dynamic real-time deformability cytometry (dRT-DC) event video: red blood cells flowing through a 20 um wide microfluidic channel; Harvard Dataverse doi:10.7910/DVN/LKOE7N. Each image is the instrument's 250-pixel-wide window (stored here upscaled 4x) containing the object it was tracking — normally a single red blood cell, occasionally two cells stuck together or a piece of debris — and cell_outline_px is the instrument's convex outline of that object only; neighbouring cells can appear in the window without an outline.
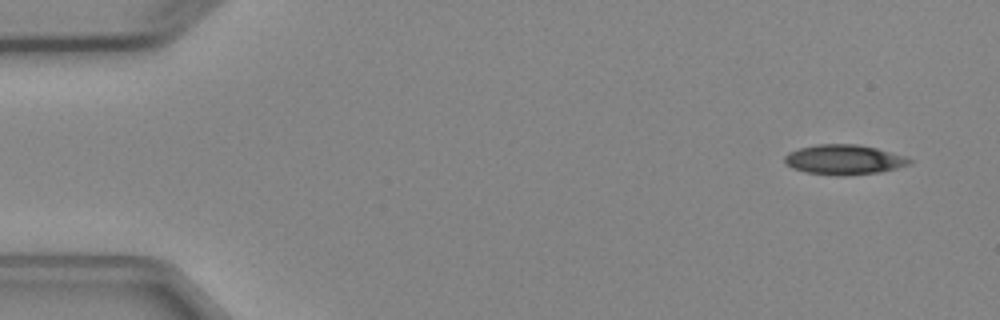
{"species": "Egyptian fruit bat (a non-hibernating species)", "species_latin": "Rousettus aegyptiacus", "temperature_condition": "cold", "stored_images_in_passage": 4, "camera_frame_rate_fps": 3000, "um_per_image_px": 0.085, "animal": {"sex": "female"}, "frame": {"image": 1, "passage_image": 1, "time_ms": 0.0, "image_size_px": [1000, 320], "cell_outline_px": [[912, 164], [880, 172], [844, 176], [836, 176], [804, 172], [792, 168], [784, 164], [784, 156], [788, 152], [800, 148], [816, 144], [856, 144], [876, 148], [904, 156], [912, 160]], "centroid_in_image_um": [71.7, 13.58], "position_along_channel_um": 13.3, "area_um2": 21.91}}
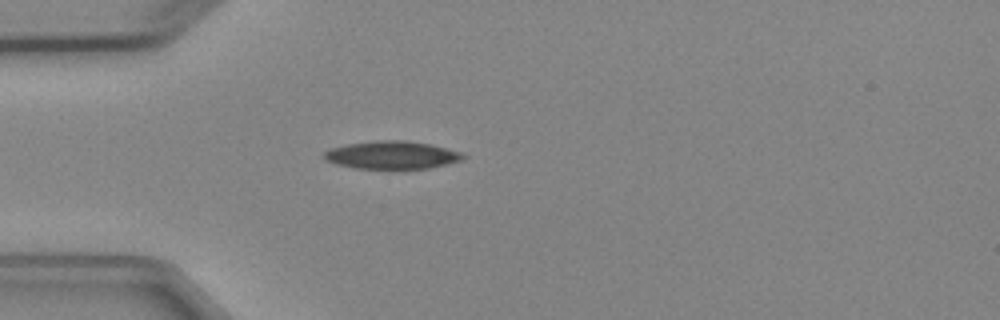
{"frame": {"image": 2, "passage_image": 4, "time_ms": 3.667, "image_size_px": [1000, 320], "cell_outline_px": [[468, 156], [460, 160], [428, 168], [356, 168], [336, 164], [324, 160], [324, 152], [332, 148], [348, 144], [376, 140], [404, 140], [428, 144], [460, 152]], "centroid_in_image_um": [33.27, 13.17], "position_along_channel_um": 51.7, "area_um2": 22.14}}